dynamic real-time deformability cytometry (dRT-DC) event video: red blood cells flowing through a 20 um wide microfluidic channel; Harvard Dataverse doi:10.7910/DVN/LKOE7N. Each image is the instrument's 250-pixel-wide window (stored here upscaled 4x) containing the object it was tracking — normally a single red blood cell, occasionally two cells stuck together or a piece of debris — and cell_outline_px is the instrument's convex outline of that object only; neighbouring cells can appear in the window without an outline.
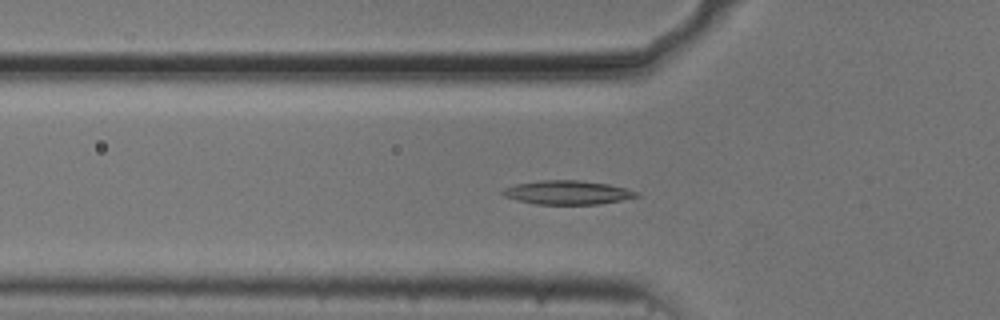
{"species": "common noctule bat (a hibernating species)", "species_latin": "Nyctalus noctula", "temperature_condition": "cold", "stored_images_in_passage": 43, "camera_frame_rate_fps": 3000, "um_per_image_px": 0.085, "animal": {"sex": "male", "body_mass_g": 20.5, "forearm_length_mm": 52.5}, "frame": {"image": 1, "passage_image": 11, "time_ms": 3.333, "image_size_px": [1000, 320], "cell_outline_px": [[640, 196], [600, 204], [536, 204], [504, 196], [500, 192], [504, 188], [516, 184], [540, 180], [580, 180], [608, 184], [640, 192]], "centroid_in_image_um": [48.25, 16.35], "position_along_channel_um": 77.6, "area_um2": 18.5}}
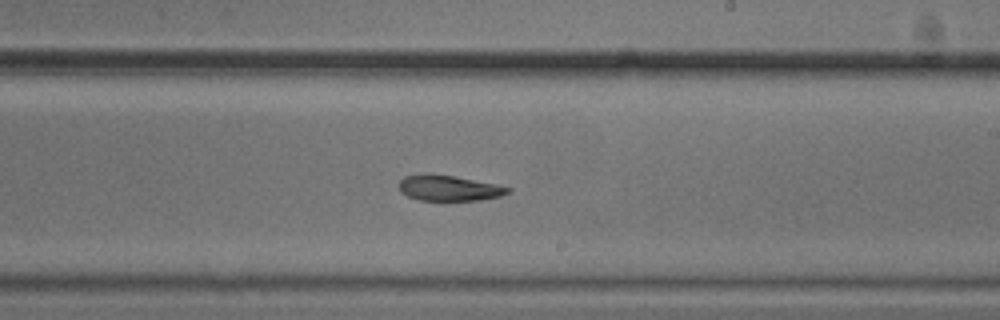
{"frame": {"image": 2, "passage_image": 25, "time_ms": 8.0, "image_size_px": [1000, 320], "cell_outline_px": [[512, 192], [500, 196], [480, 200], [420, 200], [408, 196], [400, 192], [400, 180], [404, 176], [424, 172], [428, 172], [456, 176], [496, 184], [512, 188]], "centroid_in_image_um": [38.16, 15.96], "position_along_channel_um": 250.8, "area_um2": 16.53}}
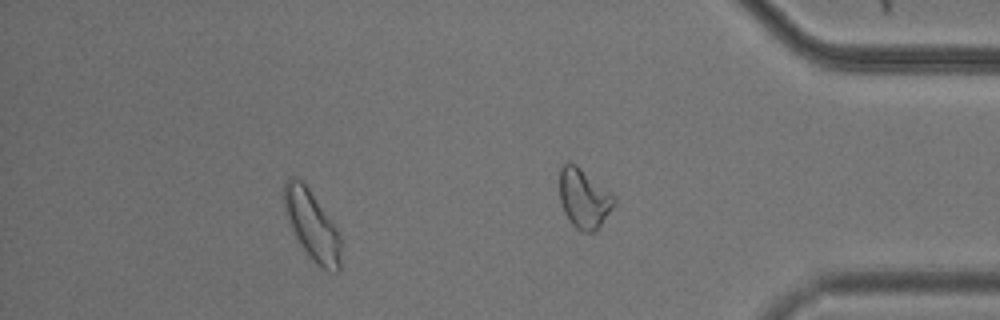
{"frame": {"image": 3, "passage_image": 37, "time_ms": 12.0, "image_size_px": [1000, 320], "cell_outline_px": [[340, 268], [336, 272], [328, 272], [320, 268], [308, 256], [300, 244], [284, 212], [284, 180], [288, 176], [292, 176], [300, 180], [308, 188], [336, 228], [340, 236]], "centroid_in_image_um": [26.5, 19.17], "position_along_channel_um": 408.7, "area_um2": 22.72}}